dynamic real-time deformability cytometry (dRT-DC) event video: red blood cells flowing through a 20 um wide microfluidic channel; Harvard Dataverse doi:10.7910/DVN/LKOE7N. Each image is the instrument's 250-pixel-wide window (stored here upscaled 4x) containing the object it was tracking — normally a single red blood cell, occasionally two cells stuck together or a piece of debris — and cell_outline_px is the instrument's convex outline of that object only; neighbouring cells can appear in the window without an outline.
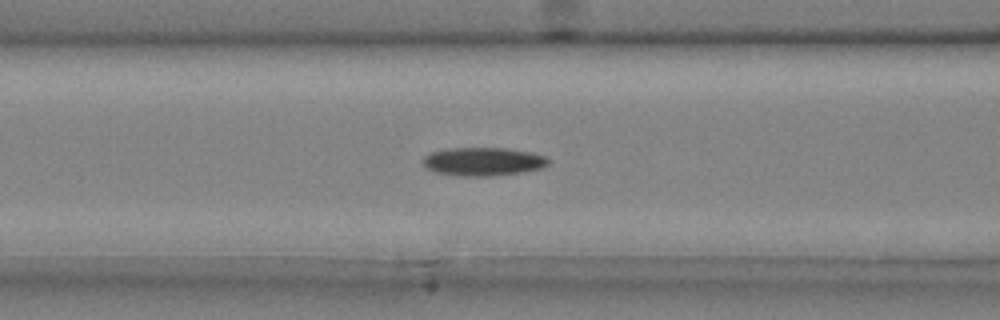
{"species": "common noctule bat (a hibernating species)", "species_latin": "Nyctalus noctula", "temperature_condition": "cold", "stored_images_in_passage": 33, "camera_frame_rate_fps": 3000, "um_per_image_px": 0.085, "animal": {"sex": "male", "body_mass_g": 20.4}, "frame": {"image": 1, "passage_image": 5, "time_ms": 1.333, "image_size_px": [1000, 320], "cell_outline_px": [[548, 164], [544, 168], [520, 172], [488, 176], [460, 176], [436, 172], [428, 168], [424, 164], [424, 156], [432, 152], [448, 148], [508, 148], [532, 152], [544, 156], [548, 160]], "centroid_in_image_um": [41.09, 13.72], "position_along_channel_um": 125.5, "area_um2": 20.58}}
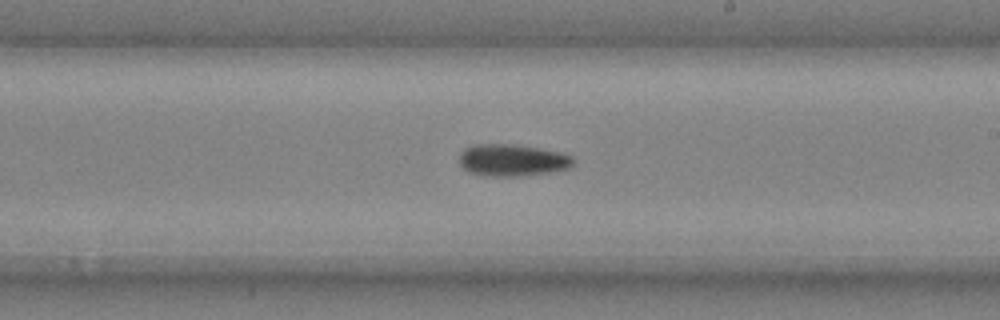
{"frame": {"image": 2, "passage_image": 14, "time_ms": 4.333, "image_size_px": [1000, 320], "cell_outline_px": [[572, 164], [568, 168], [548, 172], [516, 176], [484, 176], [468, 172], [460, 164], [460, 152], [464, 148], [472, 144], [512, 144], [564, 152], [572, 156]], "centroid_in_image_um": [43.5, 13.6], "position_along_channel_um": 245.5, "area_um2": 21.21}}
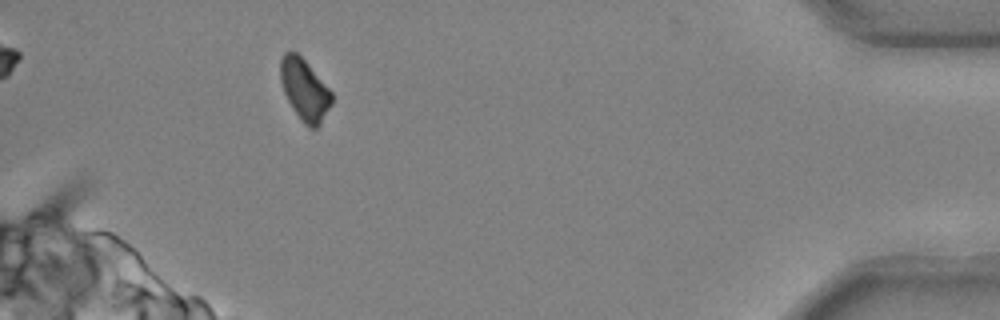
{"frame": {"image": 3, "passage_image": 30, "time_ms": 9.667, "image_size_px": [1000, 320], "cell_outline_px": [[332, 104], [320, 124], [316, 128], [308, 128], [304, 124], [288, 100], [284, 92], [280, 80], [280, 60], [284, 52], [296, 52], [308, 64], [332, 92]], "centroid_in_image_um": [25.89, 7.63], "position_along_channel_um": 409.3, "area_um2": 18.09}}